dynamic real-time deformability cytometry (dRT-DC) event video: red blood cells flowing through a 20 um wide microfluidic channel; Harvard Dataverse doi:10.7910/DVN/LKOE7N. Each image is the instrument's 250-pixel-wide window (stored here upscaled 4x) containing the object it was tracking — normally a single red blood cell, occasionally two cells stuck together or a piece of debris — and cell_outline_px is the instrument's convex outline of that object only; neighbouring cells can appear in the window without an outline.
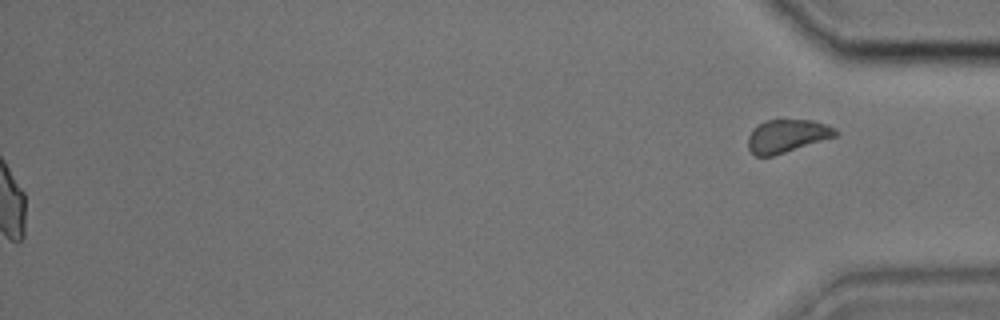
{"species": "common noctule bat (a hibernating species)", "species_latin": "Nyctalus noctula", "temperature_condition": "cold", "stored_images_in_passage": 44, "segment_of_instrument_passage": [2, 2], "camera_frame_rate_fps": 3000, "um_per_image_px": 0.085, "animal": {"sex": "male", "body_mass_g": 17.9, "forearm_length_mm": 54.2}, "frame": {"image": 1, "passage_image": 44, "time_ms": 14.333, "image_size_px": [1000, 320], "cell_outline_px": [[840, 132], [836, 136], [772, 156], [756, 156], [748, 148], [748, 136], [752, 128], [764, 120], [812, 120], [836, 128]], "centroid_in_image_um": [66.87, 11.54], "position_along_channel_um": 368.3, "area_um2": 16.76}}